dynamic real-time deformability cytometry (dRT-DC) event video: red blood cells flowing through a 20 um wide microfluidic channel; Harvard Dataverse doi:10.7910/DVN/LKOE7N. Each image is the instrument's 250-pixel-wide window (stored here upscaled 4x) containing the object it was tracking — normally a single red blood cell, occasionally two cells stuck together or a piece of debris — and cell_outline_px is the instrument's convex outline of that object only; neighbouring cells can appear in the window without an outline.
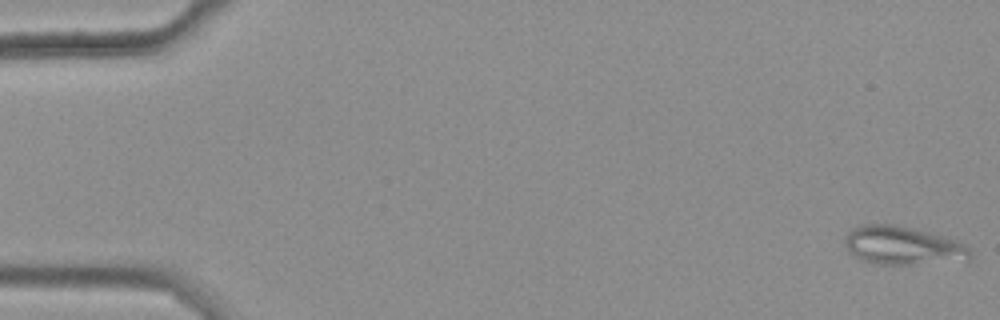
{"species": "common noctule bat (a hibernating species)", "species_latin": "Nyctalus noctula", "temperature_condition": "warm", "stored_images_in_passage": 47, "camera_frame_rate_fps": 3000, "um_per_image_px": 0.085, "animal": {"sex": "female", "body_mass_g": 25.1}, "frame": {"image": 1, "passage_image": 1, "time_ms": 0.0, "image_size_px": [1000, 320], "cell_outline_px": [[972, 260], [908, 264], [880, 264], [860, 260], [852, 256], [848, 252], [844, 244], [844, 240], [848, 232], [852, 228], [860, 224], [892, 224], [912, 228], [948, 236], [960, 240], [972, 252]], "centroid_in_image_um": [76.75, 20.86], "position_along_channel_um": 8.3, "area_um2": 28.55}}
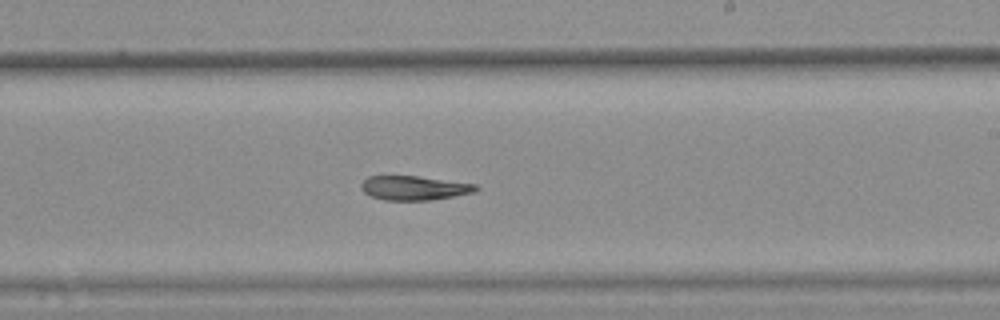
{"frame": {"image": 2, "passage_image": 33, "time_ms": 10.667, "image_size_px": [1000, 320], "cell_outline_px": [[480, 188], [476, 192], [432, 200], [384, 200], [372, 196], [364, 192], [360, 188], [360, 184], [368, 176], [416, 176], [476, 184]], "centroid_in_image_um": [35.21, 15.98], "position_along_channel_um": 253.8, "area_um2": 16.18}}
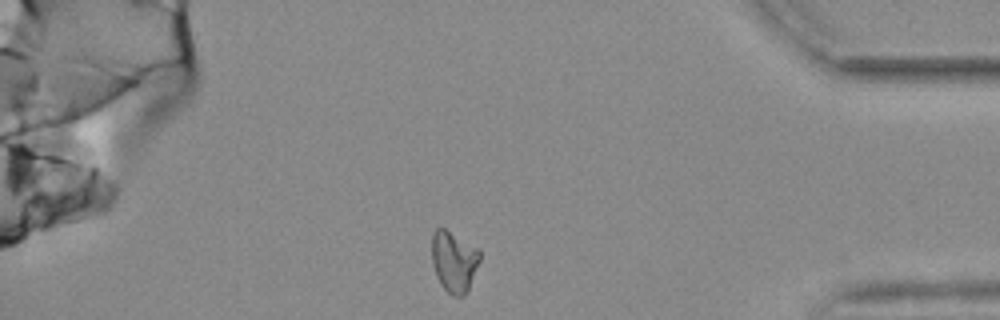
{"frame": {"image": 3, "passage_image": 47, "time_ms": 15.333, "image_size_px": [1000, 320], "cell_outline_px": [[480, 260], [468, 292], [464, 296], [452, 296], [440, 284], [436, 276], [432, 264], [432, 232], [436, 228], [444, 228], [480, 248]], "centroid_in_image_um": [38.6, 22.22], "position_along_channel_um": 396.6, "area_um2": 17.4}}